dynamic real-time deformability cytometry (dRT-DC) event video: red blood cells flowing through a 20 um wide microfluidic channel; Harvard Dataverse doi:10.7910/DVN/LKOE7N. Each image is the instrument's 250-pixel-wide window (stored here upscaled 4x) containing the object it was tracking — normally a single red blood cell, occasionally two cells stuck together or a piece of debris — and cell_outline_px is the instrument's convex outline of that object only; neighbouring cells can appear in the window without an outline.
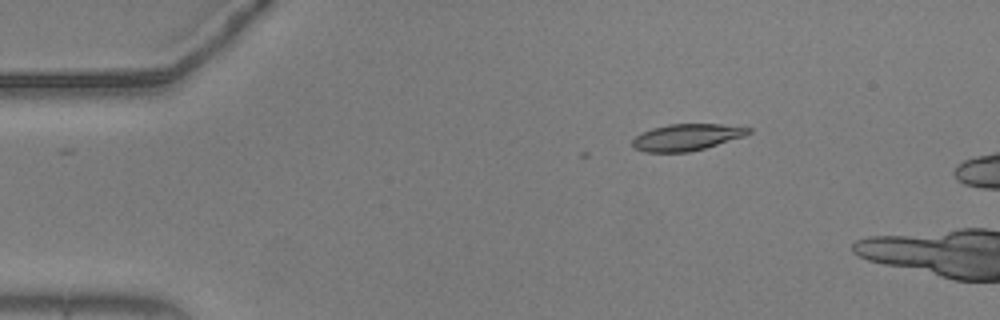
{"species": "common noctule bat (a hibernating species)", "species_latin": "Nyctalus noctula", "temperature_condition": "warm", "stored_images_in_passage": 4, "camera_frame_rate_fps": 3000, "um_per_image_px": 0.085, "animal": {"sex": "male", "body_mass_g": 20.5, "forearm_length_mm": 52.5}, "frame": {"image": 1, "passage_image": 1, "time_ms": 0.0, "image_size_px": [1000, 320], "cell_outline_px": [[752, 132], [744, 136], [704, 148], [688, 152], [644, 152], [636, 148], [632, 144], [632, 140], [640, 132], [652, 128], [668, 124], [720, 124], [752, 128]], "centroid_in_image_um": [58.35, 11.65], "position_along_channel_um": 26.7, "area_um2": 17.92}}